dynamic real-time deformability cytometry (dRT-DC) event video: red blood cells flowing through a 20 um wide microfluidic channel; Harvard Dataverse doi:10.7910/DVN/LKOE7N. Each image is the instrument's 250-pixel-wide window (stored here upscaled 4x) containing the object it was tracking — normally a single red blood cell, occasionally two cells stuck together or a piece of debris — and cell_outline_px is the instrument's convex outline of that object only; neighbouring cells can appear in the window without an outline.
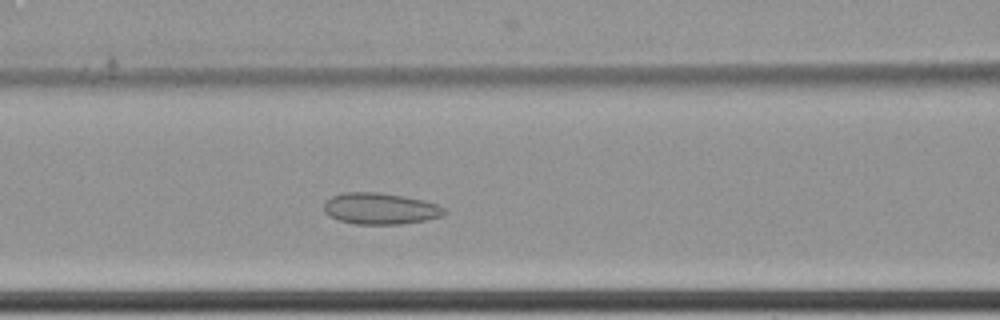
{"species": "common noctule bat (a hibernating species)", "species_latin": "Nyctalus noctula", "temperature_condition": "cold", "stored_images_in_passage": 5, "camera_frame_rate_fps": 3000, "um_per_image_px": 0.085, "animal": {"sex": "female", "body_mass_g": 22.7, "forearm_length_mm": 54.2}, "frame": {"image": 1, "passage_image": 5, "time_ms": 1.333, "image_size_px": [1000, 320], "cell_outline_px": [[448, 212], [440, 216], [424, 220], [400, 224], [356, 224], [340, 220], [328, 216], [324, 212], [324, 204], [332, 196], [344, 192], [376, 192], [404, 196], [424, 200], [436, 204], [444, 208]], "centroid_in_image_um": [32.31, 17.73], "position_along_channel_um": 134.3, "area_um2": 21.91}}